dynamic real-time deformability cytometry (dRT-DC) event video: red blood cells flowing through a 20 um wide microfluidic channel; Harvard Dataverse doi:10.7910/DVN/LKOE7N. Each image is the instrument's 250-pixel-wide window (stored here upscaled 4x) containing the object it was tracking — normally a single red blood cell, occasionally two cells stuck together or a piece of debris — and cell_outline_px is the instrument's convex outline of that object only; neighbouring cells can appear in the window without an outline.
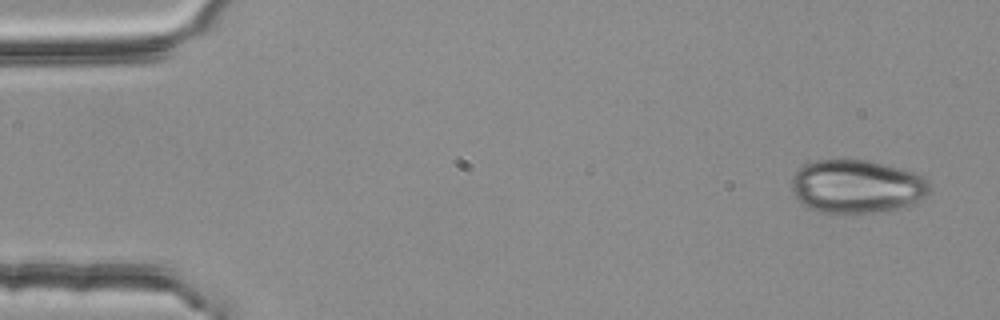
{"species": "common noctule bat (a hibernating species)", "species_latin": "Nyctalus noctula", "temperature_condition": "room temperature", "stored_images_in_passage": 4, "camera_frame_rate_fps": 3000, "um_per_image_px": 0.085, "animal": {"sex": "female", "body_mass_g": 25.1}, "frame": {"image": 1, "passage_image": 1, "time_ms": 0.0, "image_size_px": [1000, 320], "cell_outline_px": [[928, 192], [916, 204], [908, 208], [876, 212], [816, 212], [800, 204], [792, 188], [792, 176], [804, 164], [816, 160], [868, 160], [916, 172], [924, 176], [928, 180]], "centroid_in_image_um": [72.85, 15.86], "position_along_channel_um": 12.2, "area_um2": 43.23}}